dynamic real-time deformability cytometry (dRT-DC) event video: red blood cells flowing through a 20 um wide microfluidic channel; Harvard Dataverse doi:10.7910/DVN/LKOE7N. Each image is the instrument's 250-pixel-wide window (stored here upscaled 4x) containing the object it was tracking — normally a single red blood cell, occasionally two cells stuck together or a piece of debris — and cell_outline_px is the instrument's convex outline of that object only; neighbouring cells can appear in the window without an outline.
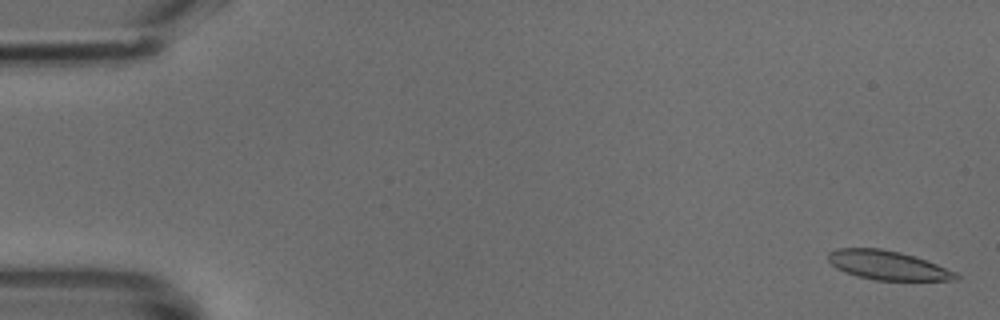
{"species": "common noctule bat (a hibernating species)", "species_latin": "Nyctalus noctula", "temperature_condition": "cold", "stored_images_in_passage": 50, "camera_frame_rate_fps": 3000, "um_per_image_px": 0.085, "animal": {"sex": "male", "body_mass_g": 18.8}, "frame": {"image": 1, "passage_image": 2, "time_ms": 0.333, "image_size_px": [1000, 320], "cell_outline_px": [[960, 276], [956, 280], [876, 280], [856, 276], [844, 272], [836, 268], [828, 260], [828, 252], [836, 248], [880, 248], [900, 252], [936, 264], [956, 272]], "centroid_in_image_um": [75.41, 22.55], "position_along_channel_um": 9.6, "area_um2": 21.5}}
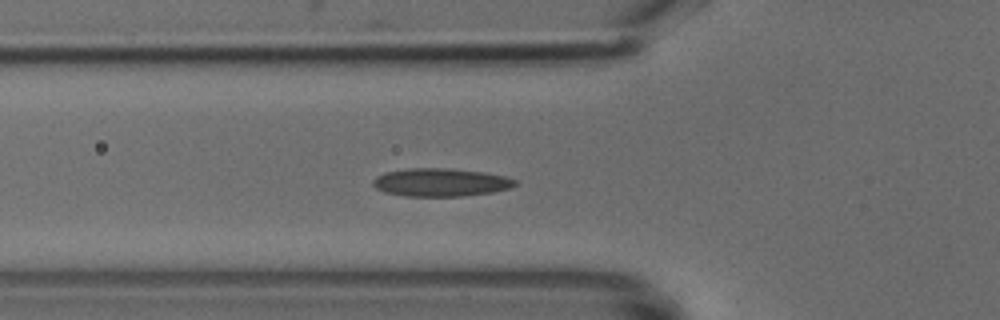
{"frame": {"image": 2, "passage_image": 18, "time_ms": 5.667, "image_size_px": [1000, 320], "cell_outline_px": [[516, 184], [512, 188], [492, 192], [460, 196], [404, 196], [384, 192], [376, 188], [372, 184], [372, 180], [376, 176], [384, 172], [408, 168], [448, 168], [484, 172], [504, 176], [516, 180]], "centroid_in_image_um": [37.42, 15.49], "position_along_channel_um": 88.4, "area_um2": 23.35}}
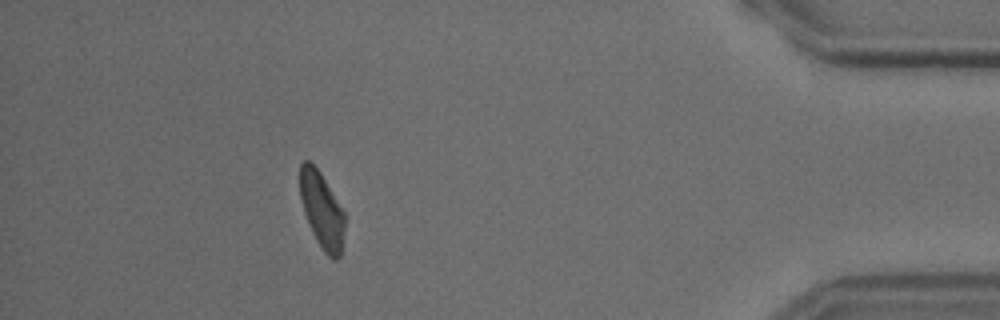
{"frame": {"image": 3, "passage_image": 45, "time_ms": 14.667, "image_size_px": [1000, 320], "cell_outline_px": [[348, 216], [340, 256], [336, 260], [332, 260], [324, 252], [316, 240], [312, 232], [304, 212], [300, 196], [300, 164], [304, 160], [308, 160], [320, 172]], "centroid_in_image_um": [27.4, 17.9], "position_along_channel_um": 407.8, "area_um2": 20.23}}